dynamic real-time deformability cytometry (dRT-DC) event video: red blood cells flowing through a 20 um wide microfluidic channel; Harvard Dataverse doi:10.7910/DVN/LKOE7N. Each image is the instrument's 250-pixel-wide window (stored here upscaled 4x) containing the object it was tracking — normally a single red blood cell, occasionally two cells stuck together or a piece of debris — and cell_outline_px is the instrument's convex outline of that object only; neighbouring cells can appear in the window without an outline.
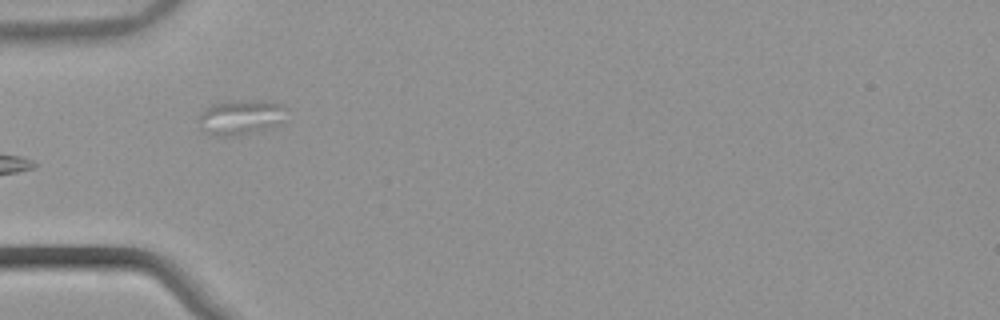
{"species": "common noctule bat (a hibernating species)", "species_latin": "Nyctalus noctula", "temperature_condition": "warm", "stored_images_in_passage": 24, "camera_frame_rate_fps": 3000, "um_per_image_px": 0.085, "animal": {"sex": "male", "body_mass_g": 21.5, "forearm_length_mm": 52.0}, "frame": {"image": 1, "passage_image": 1, "time_ms": 0.0, "image_size_px": [1000, 320], "cell_outline_px": [[284, 108], [280, 124], [232, 136], [212, 136], [200, 128], [200, 112], [204, 108], [212, 104], [232, 100], [264, 100], [284, 104]], "centroid_in_image_um": [20.4, 9.93], "position_along_channel_um": 64.6, "area_um2": 17.63}}
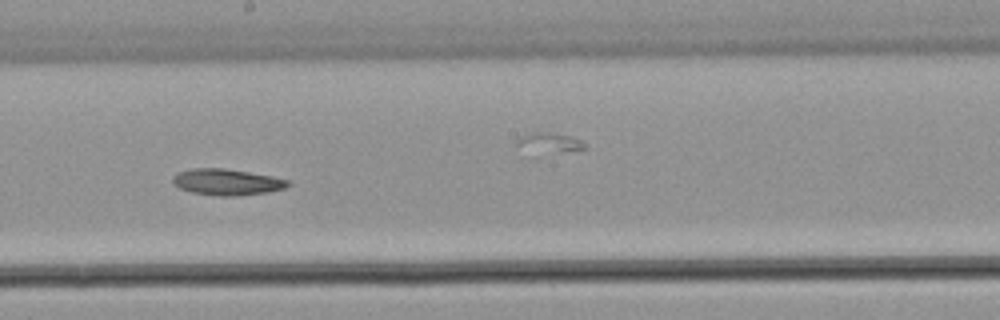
{"frame": {"image": 2, "passage_image": 12, "time_ms": 3.667, "image_size_px": [1000, 320], "cell_outline_px": [[292, 184], [284, 188], [268, 192], [236, 196], [216, 196], [192, 192], [180, 188], [172, 180], [172, 176], [180, 172], [192, 168], [224, 168], [272, 176], [288, 180]], "centroid_in_image_um": [19.3, 15.47], "position_along_channel_um": 228.9, "area_um2": 17.51}}
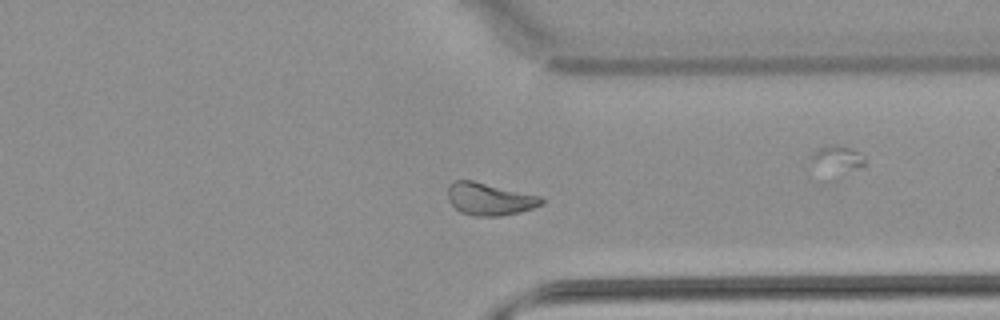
{"frame": {"image": 3, "passage_image": 23, "time_ms": 7.333, "image_size_px": [1000, 320], "cell_outline_px": [[544, 204], [520, 212], [500, 216], [472, 216], [460, 212], [448, 200], [448, 184], [456, 180], [472, 180], [544, 196]], "centroid_in_image_um": [41.64, 16.91], "position_along_channel_um": 369.8, "area_um2": 17.98}}